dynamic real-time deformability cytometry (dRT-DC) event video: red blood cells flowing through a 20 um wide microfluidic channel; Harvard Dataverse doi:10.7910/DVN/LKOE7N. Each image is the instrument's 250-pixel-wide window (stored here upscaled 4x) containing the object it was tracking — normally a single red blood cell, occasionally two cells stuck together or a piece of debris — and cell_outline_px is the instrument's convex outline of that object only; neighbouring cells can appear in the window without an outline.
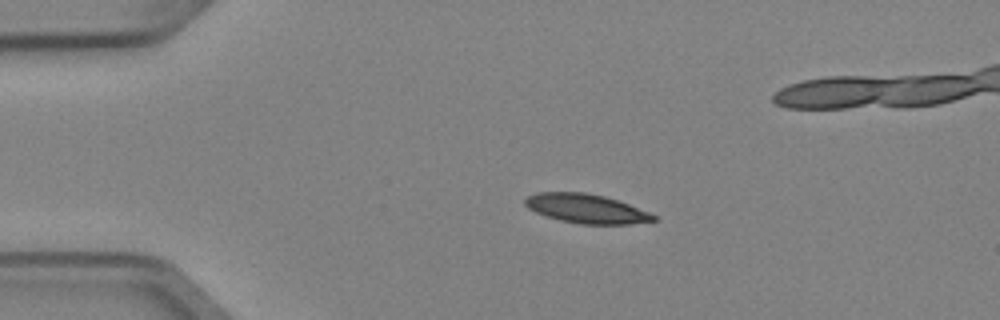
{"species": "Egyptian fruit bat (a non-hibernating species)", "species_latin": "Rousettus aegyptiacus", "temperature_condition": "cold", "stored_images_in_passage": 4, "camera_frame_rate_fps": 3000, "um_per_image_px": 0.085, "animal": {"sex": "female"}, "frame": {"image": 1, "passage_image": 3, "time_ms": 0.667, "image_size_px": [1000, 320], "cell_outline_px": [[656, 220], [632, 224], [580, 224], [560, 220], [536, 212], [528, 208], [524, 204], [524, 200], [528, 196], [536, 192], [588, 192], [604, 196], [628, 204], [648, 212], [656, 216]], "centroid_in_image_um": [49.81, 17.73], "position_along_channel_um": 35.2, "area_um2": 21.68}}